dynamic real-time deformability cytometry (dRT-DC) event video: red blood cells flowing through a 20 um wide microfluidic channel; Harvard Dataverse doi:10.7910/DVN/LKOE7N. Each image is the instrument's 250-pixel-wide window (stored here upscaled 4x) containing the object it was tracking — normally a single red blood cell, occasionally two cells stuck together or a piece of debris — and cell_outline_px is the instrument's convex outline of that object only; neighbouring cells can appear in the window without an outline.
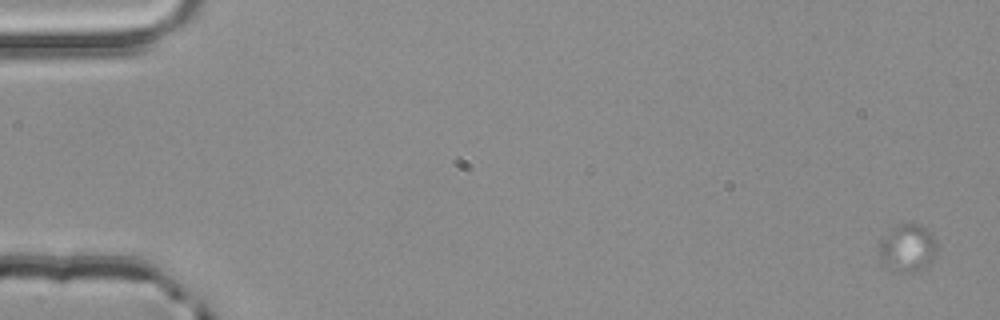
{"species": "common noctule bat (a hibernating species)", "species_latin": "Nyctalus noctula", "temperature_condition": "room temperature", "stored_images_in_passage": 4, "camera_frame_rate_fps": 3000, "um_per_image_px": 0.085, "animal": {"sex": "male", "body_mass_g": 20.4}, "frame": {"image": 1, "passage_image": 1, "time_ms": 0.0, "image_size_px": [1000, 320], "cell_outline_px": [[936, 252], [928, 268], [920, 272], [896, 272], [880, 264], [880, 240], [888, 224], [920, 224], [936, 240]], "centroid_in_image_um": [77.09, 21.09], "position_along_channel_um": 7.9, "area_um2": 16.76}}